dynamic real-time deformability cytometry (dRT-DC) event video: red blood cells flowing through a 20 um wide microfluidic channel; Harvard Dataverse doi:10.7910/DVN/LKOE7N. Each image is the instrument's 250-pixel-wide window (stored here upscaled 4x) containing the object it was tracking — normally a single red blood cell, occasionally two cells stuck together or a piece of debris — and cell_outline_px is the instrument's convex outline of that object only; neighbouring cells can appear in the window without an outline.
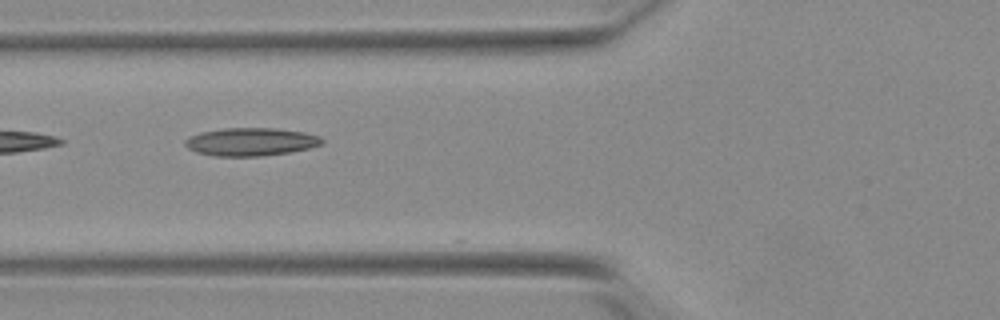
{"species": "Egyptian fruit bat (a non-hibernating species)", "species_latin": "Rousettus aegyptiacus", "temperature_condition": "warm", "stored_images_in_passage": 6, "camera_frame_rate_fps": 3000, "um_per_image_px": 0.085, "animal": {"sex": "female"}, "frame": {"image": 1, "passage_image": 3, "time_ms": 0.667, "image_size_px": [1000, 320], "cell_outline_px": [[324, 144], [308, 148], [288, 152], [260, 156], [216, 156], [196, 152], [188, 148], [184, 144], [184, 140], [188, 136], [200, 132], [224, 128], [276, 128], [304, 132], [320, 136], [324, 140]], "centroid_in_image_um": [21.31, 12.04], "position_along_channel_um": 104.5, "area_um2": 22.43}}